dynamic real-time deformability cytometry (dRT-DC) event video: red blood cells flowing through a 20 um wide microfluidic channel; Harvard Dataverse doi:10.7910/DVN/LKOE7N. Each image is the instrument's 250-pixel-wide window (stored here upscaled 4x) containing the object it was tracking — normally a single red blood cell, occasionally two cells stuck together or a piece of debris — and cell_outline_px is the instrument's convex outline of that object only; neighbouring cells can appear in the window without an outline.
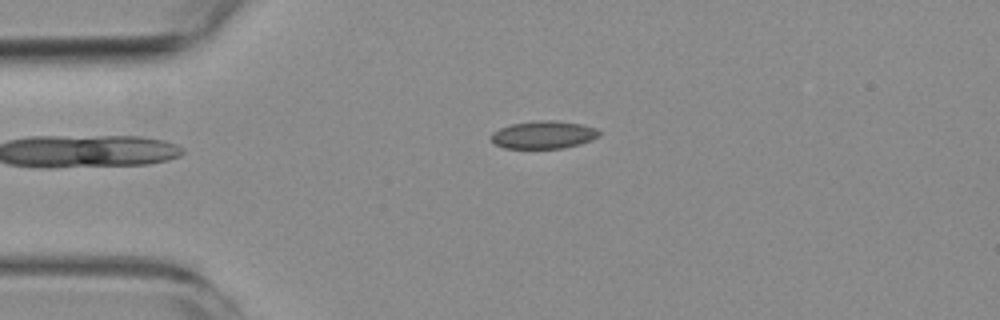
{"species": "common noctule bat (a hibernating species)", "species_latin": "Nyctalus noctula", "temperature_condition": "room temperature", "stored_images_in_passage": 3, "camera_frame_rate_fps": 3000, "um_per_image_px": 0.085, "animal": {"sex": "female", "body_mass_g": 19.3, "forearm_length_mm": 54.1}, "frame": {"image": 1, "passage_image": 3, "time_ms": 3.0, "image_size_px": [1000, 320], "cell_outline_px": [[600, 136], [592, 140], [580, 144], [564, 148], [504, 148], [496, 144], [492, 140], [492, 132], [500, 128], [512, 124], [536, 120], [556, 120], [580, 124], [596, 128], [600, 132]], "centroid_in_image_um": [46.23, 11.45], "position_along_channel_um": 38.8, "area_um2": 17.46}}